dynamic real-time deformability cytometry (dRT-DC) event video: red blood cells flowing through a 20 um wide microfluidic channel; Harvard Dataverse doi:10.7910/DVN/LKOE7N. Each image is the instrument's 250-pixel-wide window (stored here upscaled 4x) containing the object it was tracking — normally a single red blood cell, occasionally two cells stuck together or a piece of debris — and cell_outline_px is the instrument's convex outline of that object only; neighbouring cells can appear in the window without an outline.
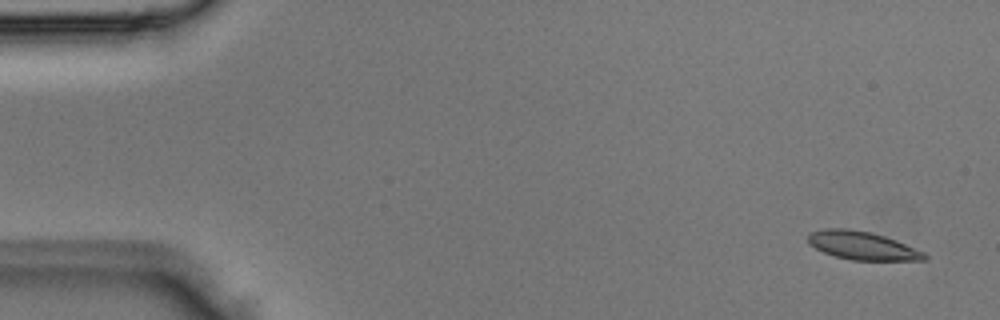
{"species": "Egyptian fruit bat (a non-hibernating species)", "species_latin": "Rousettus aegyptiacus", "temperature_condition": "room temperature", "stored_images_in_passage": 5, "camera_frame_rate_fps": 3000, "um_per_image_px": 0.085, "animal": {"sex": "male"}, "frame": {"image": 1, "passage_image": 1, "time_ms": 0.0, "image_size_px": [1000, 320], "cell_outline_px": [[928, 260], [852, 260], [836, 256], [824, 252], [808, 244], [808, 232], [824, 228], [848, 228], [872, 232], [896, 240], [924, 252], [928, 256]], "centroid_in_image_um": [73.28, 20.86], "position_along_channel_um": 11.7, "area_um2": 19.25}}
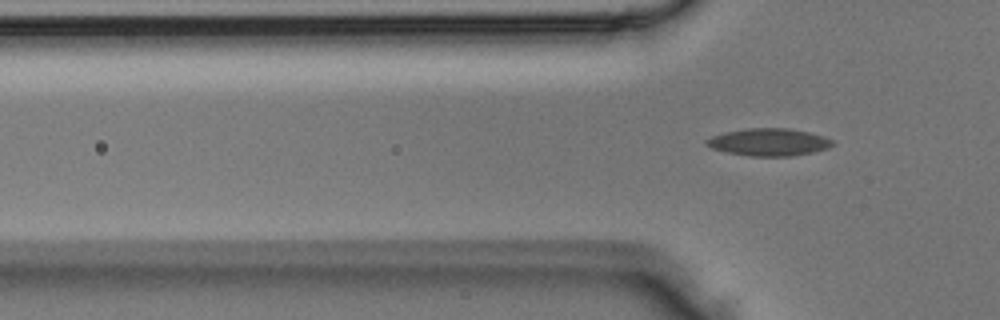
{"frame": {"image": 2, "passage_image": 5, "time_ms": 1.333, "image_size_px": [1000, 320], "cell_outline_px": [[836, 144], [828, 148], [812, 152], [792, 156], [752, 156], [728, 152], [712, 148], [704, 144], [704, 140], [712, 136], [724, 132], [744, 128], [788, 128], [808, 132], [824, 136], [832, 140]], "centroid_in_image_um": [65.35, 12.07], "position_along_channel_um": 60.5, "area_um2": 20.17}}